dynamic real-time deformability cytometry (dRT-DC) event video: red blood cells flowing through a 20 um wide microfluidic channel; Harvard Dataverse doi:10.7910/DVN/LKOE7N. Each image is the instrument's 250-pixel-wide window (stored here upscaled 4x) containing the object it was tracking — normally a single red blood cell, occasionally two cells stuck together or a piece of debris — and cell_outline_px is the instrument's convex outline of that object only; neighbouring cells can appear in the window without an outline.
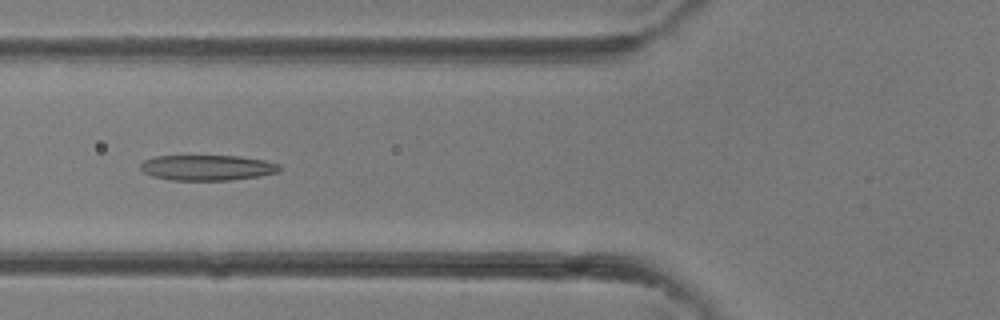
{"species": "common noctule bat (a hibernating species)", "species_latin": "Nyctalus noctula", "temperature_condition": "room temperature", "stored_images_in_passage": 38, "camera_frame_rate_fps": 3000, "um_per_image_px": 0.085, "animal": {"sex": "female"}, "frame": {"image": 1, "passage_image": 14, "time_ms": 4.333, "image_size_px": [1000, 320], "cell_outline_px": [[280, 172], [260, 176], [228, 180], [168, 180], [152, 176], [144, 172], [140, 168], [140, 164], [144, 160], [156, 156], [240, 156], [264, 160], [280, 164]], "centroid_in_image_um": [17.63, 14.25], "position_along_channel_um": 108.2, "area_um2": 20.69}}
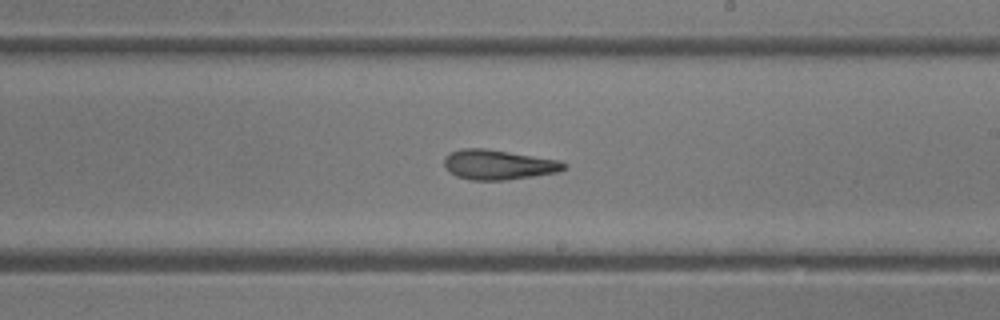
{"frame": {"image": 2, "passage_image": 22, "time_ms": 7.0, "image_size_px": [1000, 320], "cell_outline_px": [[568, 168], [556, 172], [508, 180], [472, 180], [456, 176], [444, 164], [444, 160], [452, 152], [460, 148], [484, 148], [556, 160], [568, 164]], "centroid_in_image_um": [42.37, 14.0], "position_along_channel_um": 246.6, "area_um2": 20.4}}
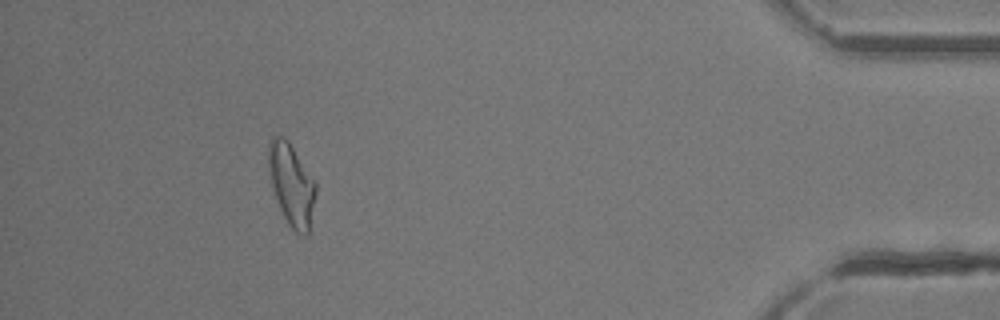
{"frame": {"image": 3, "passage_image": 35, "time_ms": 11.333, "image_size_px": [1000, 320], "cell_outline_px": [[316, 192], [308, 232], [304, 236], [296, 232], [288, 224], [276, 200], [272, 188], [268, 168], [268, 144], [272, 136], [284, 136], [288, 140], [316, 180]], "centroid_in_image_um": [24.77, 15.64], "position_along_channel_um": 410.4, "area_um2": 22.66}}